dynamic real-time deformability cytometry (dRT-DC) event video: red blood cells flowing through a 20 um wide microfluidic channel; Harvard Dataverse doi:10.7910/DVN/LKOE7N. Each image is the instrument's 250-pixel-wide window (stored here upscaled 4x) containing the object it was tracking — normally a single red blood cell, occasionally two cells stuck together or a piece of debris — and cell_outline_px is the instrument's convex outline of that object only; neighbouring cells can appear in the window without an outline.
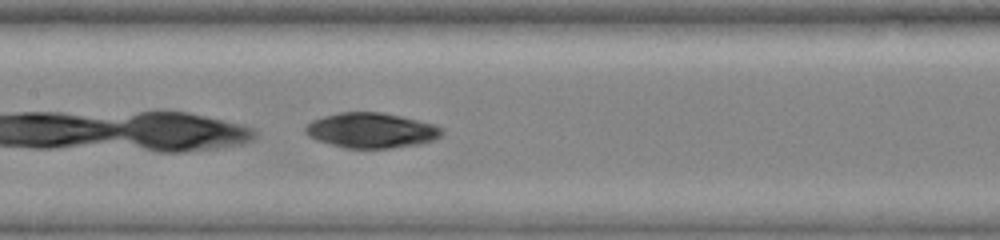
{"species": "common noctule bat (a hibernating species)", "species_latin": "Nyctalus noctula", "temperature_condition": "warm", "stored_images_in_passage": 50, "camera_frame_rate_fps": 3000, "um_per_image_px": 0.085, "animal": {"sex": "female", "body_mass_g": 19.0, "forearm_length_mm": 51.5}, "frame": {"image": 1, "passage_image": 27, "time_ms": 9.0, "image_size_px": [1000, 240], "cell_outline_px": [[444, 132], [436, 140], [420, 144], [392, 148], [344, 148], [316, 140], [308, 136], [304, 132], [304, 128], [312, 120], [324, 116], [340, 112], [380, 112], [400, 116], [436, 124], [444, 128]], "centroid_in_image_um": [31.59, 11.09], "position_along_channel_um": 175.8, "area_um2": 28.21}}
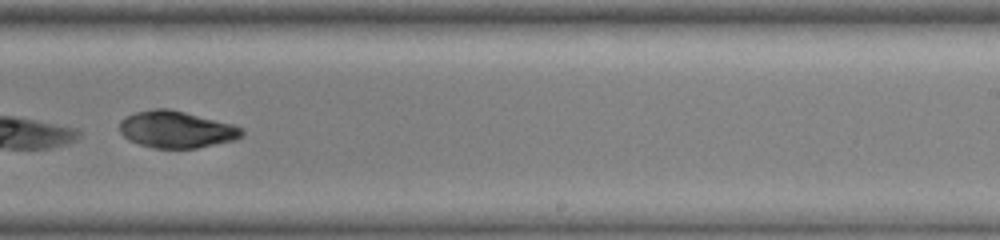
{"frame": {"image": 2, "passage_image": 34, "time_ms": 11.667, "image_size_px": [1000, 240], "cell_outline_px": [[244, 136], [236, 140], [196, 148], [152, 148], [128, 140], [120, 132], [120, 120], [136, 112], [152, 108], [168, 108], [236, 124], [244, 128]], "centroid_in_image_um": [15.05, 11.0], "position_along_channel_um": 273.9, "area_um2": 26.59}}
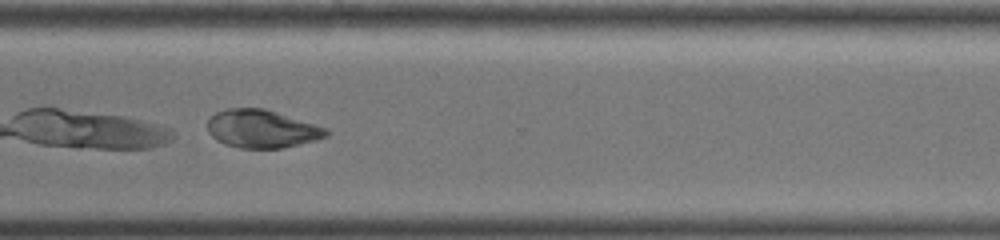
{"frame": {"image": 3, "passage_image": 40, "time_ms": 13.667, "image_size_px": [1000, 240], "cell_outline_px": [[328, 136], [316, 140], [284, 148], [240, 148], [224, 144], [216, 140], [208, 132], [208, 120], [216, 112], [224, 108], [264, 108], [328, 128]], "centroid_in_image_um": [22.25, 10.95], "position_along_channel_um": 348.3, "area_um2": 26.41}}